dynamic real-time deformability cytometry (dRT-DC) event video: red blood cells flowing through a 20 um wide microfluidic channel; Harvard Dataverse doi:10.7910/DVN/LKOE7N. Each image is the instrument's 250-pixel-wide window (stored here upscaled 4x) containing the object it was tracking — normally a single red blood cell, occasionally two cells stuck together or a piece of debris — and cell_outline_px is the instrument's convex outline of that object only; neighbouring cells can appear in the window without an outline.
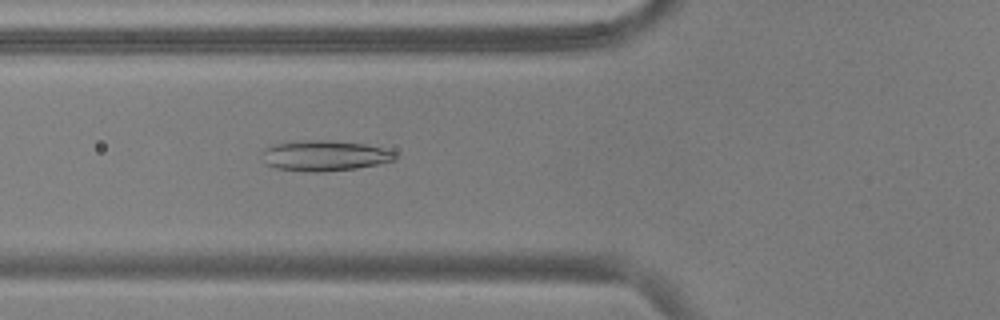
{"species": "common noctule bat (a hibernating species)", "species_latin": "Nyctalus noctula", "temperature_condition": "warm", "stored_images_in_passage": 53, "camera_frame_rate_fps": 3000, "um_per_image_px": 0.085, "animal": {"sex": "male", "body_mass_g": 17.9, "forearm_length_mm": 54.2}, "frame": {"image": 1, "passage_image": 20, "time_ms": 6.333, "image_size_px": [1000, 320], "cell_outline_px": [[396, 160], [356, 168], [320, 172], [316, 172], [276, 168], [268, 164], [264, 152], [272, 144], [308, 140], [332, 140], [364, 144], [396, 152]], "centroid_in_image_um": [27.66, 13.22], "position_along_channel_um": 98.1, "area_um2": 23.06}}
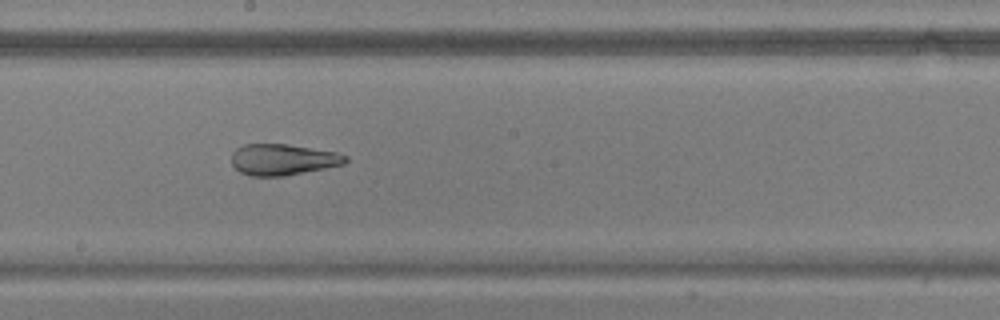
{"frame": {"image": 2, "passage_image": 30, "time_ms": 9.667, "image_size_px": [1000, 320], "cell_outline_px": [[348, 160], [344, 164], [284, 176], [248, 176], [240, 172], [232, 164], [232, 152], [236, 148], [244, 144], [288, 144], [336, 152], [348, 156]], "centroid_in_image_um": [24.03, 13.56], "position_along_channel_um": 224.2, "area_um2": 20.69}}
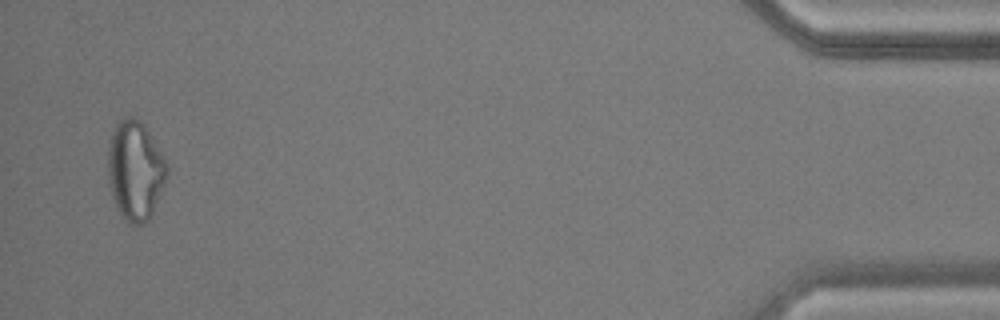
{"frame": {"image": 3, "passage_image": 52, "time_ms": 17.0, "image_size_px": [1000, 320], "cell_outline_px": [[168, 172], [152, 212], [148, 220], [144, 224], [132, 224], [124, 220], [120, 216], [112, 196], [108, 184], [108, 144], [112, 132], [116, 124], [120, 120], [128, 116], [132, 116], [140, 120], [144, 124], [168, 164]], "centroid_in_image_um": [11.47, 14.48], "position_along_channel_um": 423.7, "area_um2": 34.1}, "authors_computed_cell_mechanics": {"area_um2": 27.1082, "velocity_mm_per_s": 3.7704, "shape_relaxation_time_tau1_ms": null, "shape_relaxation_time_tau2_ms": 1.7319, "deformation_change_tau1": null, "deformation_change_tau2": 0.0863}}